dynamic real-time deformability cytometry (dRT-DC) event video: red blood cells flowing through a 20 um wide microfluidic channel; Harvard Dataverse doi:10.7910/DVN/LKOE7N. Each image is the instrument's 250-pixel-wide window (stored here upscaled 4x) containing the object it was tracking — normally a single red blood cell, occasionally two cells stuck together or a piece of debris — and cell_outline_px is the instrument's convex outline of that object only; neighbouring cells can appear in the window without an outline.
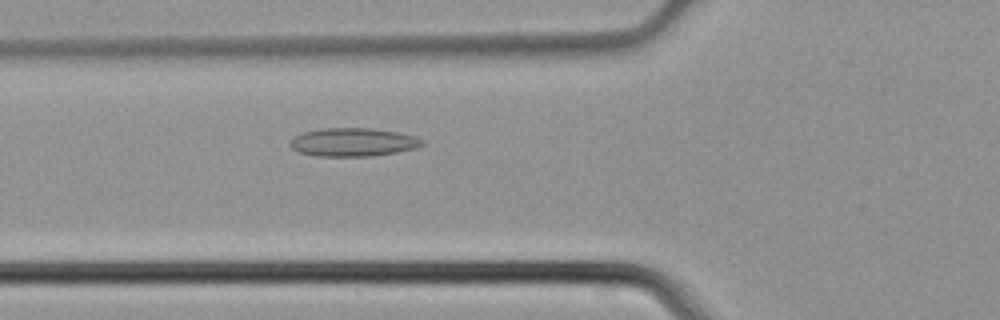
{"species": "common noctule bat (a hibernating species)", "species_latin": "Nyctalus noctula", "temperature_condition": "cold", "stored_images_in_passage": 42, "camera_frame_rate_fps": 3000, "um_per_image_px": 0.085, "animal": {"sex": "male", "body_mass_g": 21.5, "forearm_length_mm": 52.0}, "frame": {"image": 1, "passage_image": 14, "time_ms": 4.333, "image_size_px": [1000, 320], "cell_outline_px": [[424, 144], [416, 148], [396, 152], [368, 156], [316, 156], [300, 152], [292, 148], [288, 144], [296, 136], [304, 132], [324, 128], [372, 128], [400, 132], [416, 136], [424, 140]], "centroid_in_image_um": [30.05, 12.08], "position_along_channel_um": 95.7, "area_um2": 21.79}}
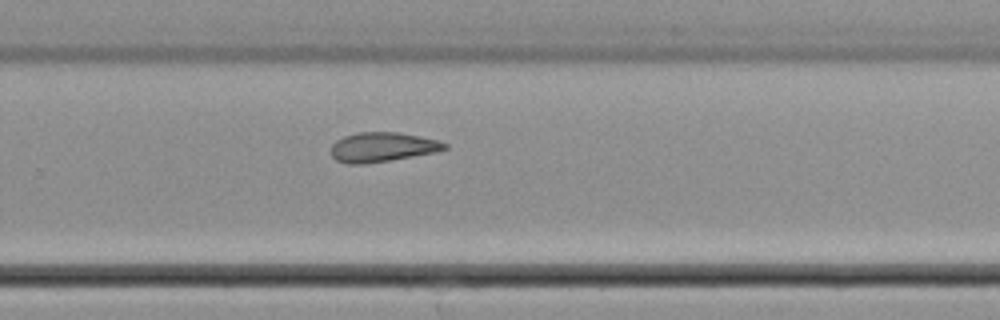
{"frame": {"image": 2, "passage_image": 27, "time_ms": 8.667, "image_size_px": [1000, 320], "cell_outline_px": [[448, 148], [436, 152], [364, 164], [348, 164], [336, 160], [332, 156], [332, 144], [336, 140], [344, 136], [360, 132], [396, 132], [420, 136], [440, 140], [448, 144]], "centroid_in_image_um": [32.52, 12.49], "position_along_channel_um": 297.3, "area_um2": 19.48}}
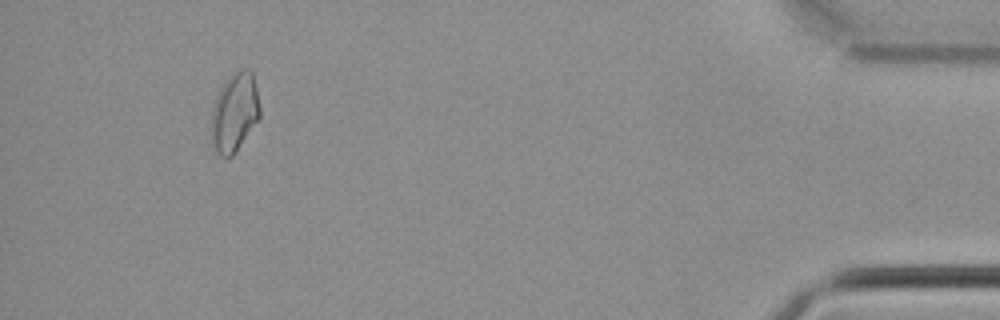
{"frame": {"image": 3, "passage_image": 39, "time_ms": 12.667, "image_size_px": [1000, 320], "cell_outline_px": [[260, 116], [232, 156], [220, 156], [216, 152], [212, 144], [212, 104], [220, 88], [232, 72], [236, 68], [252, 68], [256, 84], [260, 108]], "centroid_in_image_um": [19.94, 9.47], "position_along_channel_um": 415.3, "area_um2": 22.43}}